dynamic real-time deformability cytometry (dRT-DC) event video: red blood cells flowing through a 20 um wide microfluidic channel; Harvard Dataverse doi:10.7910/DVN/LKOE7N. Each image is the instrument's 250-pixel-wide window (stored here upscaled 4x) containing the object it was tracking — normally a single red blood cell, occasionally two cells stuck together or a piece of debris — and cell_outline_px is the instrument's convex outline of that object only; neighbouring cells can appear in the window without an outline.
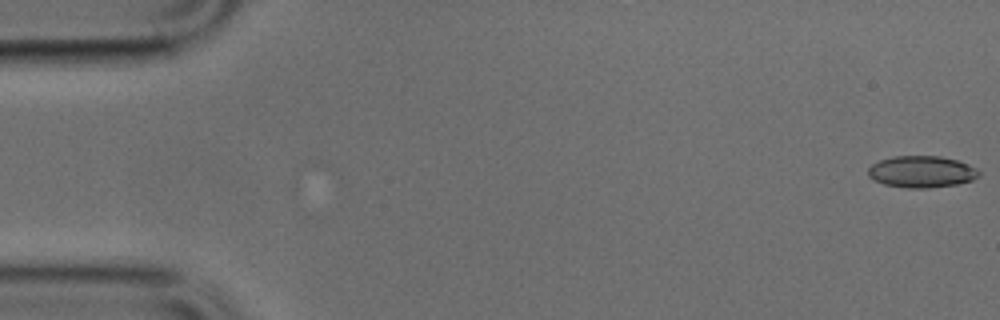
{"species": "common noctule bat (a hibernating species)", "species_latin": "Nyctalus noctula", "temperature_condition": "cold", "stored_images_in_passage": 15, "camera_frame_rate_fps": 3000, "um_per_image_px": 0.085, "animal": {"sex": "male", "body_mass_g": 17.9, "forearm_length_mm": 54.2}, "frame": {"image": 1, "passage_image": 1, "time_ms": 0.0, "image_size_px": [1000, 320], "cell_outline_px": [[980, 176], [972, 180], [956, 184], [928, 188], [908, 188], [884, 184], [868, 176], [868, 168], [872, 164], [880, 160], [892, 156], [940, 156], [956, 160], [968, 164], [976, 168], [980, 172]], "centroid_in_image_um": [78.34, 14.59], "position_along_channel_um": 6.7, "area_um2": 20.4}}
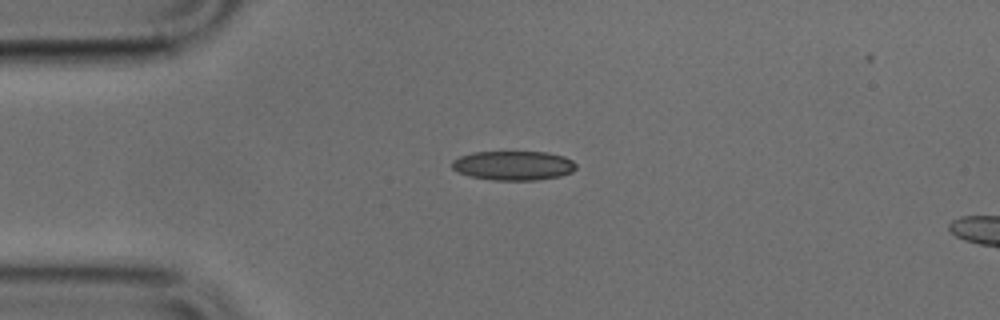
{"frame": {"image": 2, "passage_image": 12, "time_ms": 3.667, "image_size_px": [1000, 320], "cell_outline_px": [[576, 168], [572, 172], [560, 176], [536, 180], [492, 180], [468, 176], [452, 168], [452, 160], [460, 156], [472, 152], [548, 152], [564, 156], [572, 160], [576, 164]], "centroid_in_image_um": [43.65, 14.07], "position_along_channel_um": 41.4, "area_um2": 21.27}}